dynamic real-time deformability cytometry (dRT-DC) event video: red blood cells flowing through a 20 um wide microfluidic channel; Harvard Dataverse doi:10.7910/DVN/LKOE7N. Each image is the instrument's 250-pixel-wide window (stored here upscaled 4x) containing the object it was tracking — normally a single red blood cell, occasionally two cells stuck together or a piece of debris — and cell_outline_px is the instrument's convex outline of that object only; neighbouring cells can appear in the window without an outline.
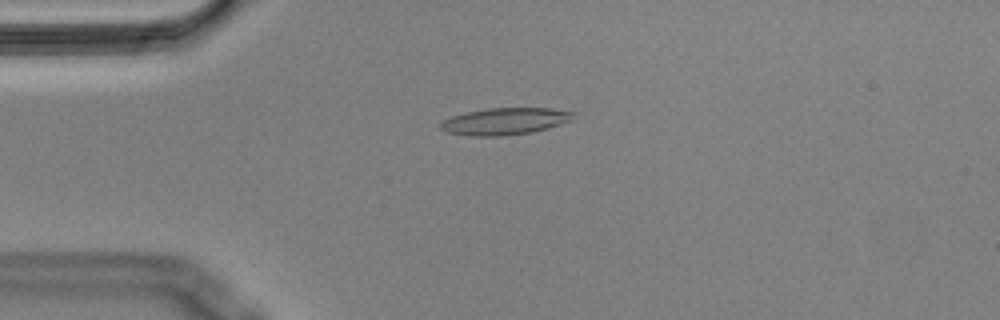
{"species": "Egyptian fruit bat (a non-hibernating species)", "species_latin": "Rousettus aegyptiacus", "temperature_condition": "cold", "stored_images_in_passage": 55, "camera_frame_rate_fps": 3000, "um_per_image_px": 0.085, "animal": {"sex": "male"}, "frame": {"image": 1, "passage_image": 13, "time_ms": 4.0, "image_size_px": [1000, 320], "cell_outline_px": [[576, 116], [572, 120], [548, 128], [532, 132], [504, 136], [468, 136], [448, 132], [440, 128], [440, 124], [444, 120], [452, 116], [468, 112], [488, 108], [548, 108], [576, 112]], "centroid_in_image_um": [42.96, 10.31], "position_along_channel_um": 42.0, "area_um2": 20.81}}
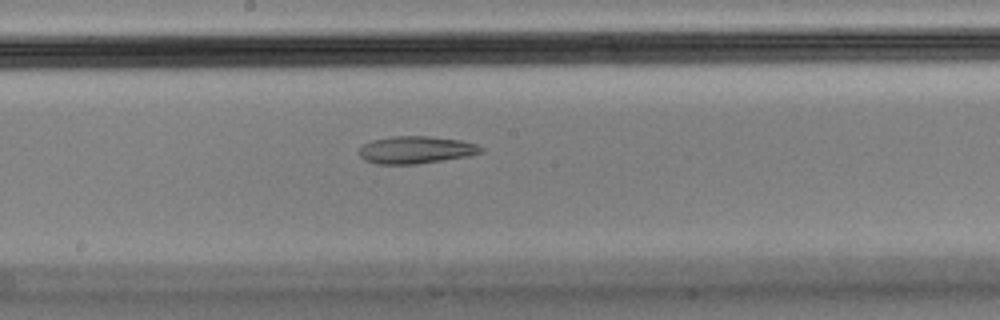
{"frame": {"image": 2, "passage_image": 29, "time_ms": 9.333, "image_size_px": [1000, 320], "cell_outline_px": [[484, 152], [468, 156], [444, 160], [416, 164], [376, 164], [364, 160], [356, 152], [364, 144], [372, 140], [392, 136], [428, 136], [460, 140], [476, 144], [484, 148]], "centroid_in_image_um": [35.34, 12.74], "position_along_channel_um": 212.9, "area_um2": 19.59}}
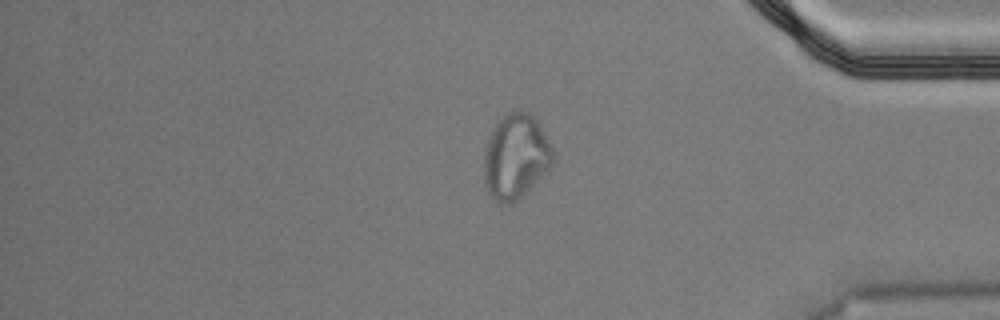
{"frame": {"image": 3, "passage_image": 46, "time_ms": 15.0, "image_size_px": [1000, 320], "cell_outline_px": [[556, 160], [512, 204], [500, 204], [488, 192], [484, 184], [484, 148], [488, 136], [496, 120], [508, 112], [528, 112], [540, 124], [556, 152]], "centroid_in_image_um": [43.82, 13.27], "position_along_channel_um": 391.4, "area_um2": 34.22}}